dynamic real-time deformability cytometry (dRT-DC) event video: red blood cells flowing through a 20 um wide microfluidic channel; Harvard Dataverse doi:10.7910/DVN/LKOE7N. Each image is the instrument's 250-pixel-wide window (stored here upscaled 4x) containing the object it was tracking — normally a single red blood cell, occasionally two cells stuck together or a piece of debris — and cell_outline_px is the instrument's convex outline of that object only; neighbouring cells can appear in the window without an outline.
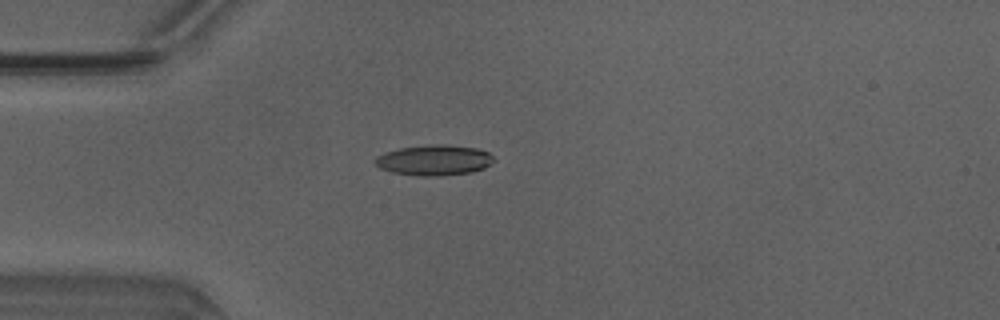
{"species": "Egyptian fruit bat (a non-hibernating species)", "species_latin": "Rousettus aegyptiacus", "temperature_condition": "warm", "stored_images_in_passage": 49, "camera_frame_rate_fps": 3000, "um_per_image_px": 0.085, "animal": {"sex": "male"}, "frame": {"image": 1, "passage_image": 13, "time_ms": 4.0, "image_size_px": [1000, 320], "cell_outline_px": [[492, 160], [484, 168], [472, 172], [432, 176], [420, 176], [392, 172], [380, 168], [372, 160], [376, 156], [384, 152], [400, 148], [432, 144], [444, 144], [476, 148], [488, 152], [492, 156]], "centroid_in_image_um": [36.84, 13.6], "position_along_channel_um": 48.2, "area_um2": 20.92}}
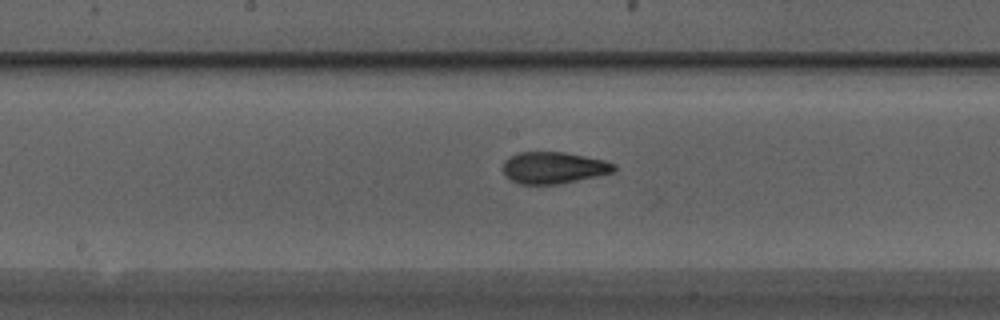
{"frame": {"image": 2, "passage_image": 25, "time_ms": 8.0, "image_size_px": [1000, 320], "cell_outline_px": [[616, 168], [612, 172], [596, 176], [560, 184], [520, 184], [504, 176], [504, 160], [516, 152], [564, 152], [604, 160], [616, 164]], "centroid_in_image_um": [47.03, 14.25], "position_along_channel_um": 201.2, "area_um2": 20.46}}
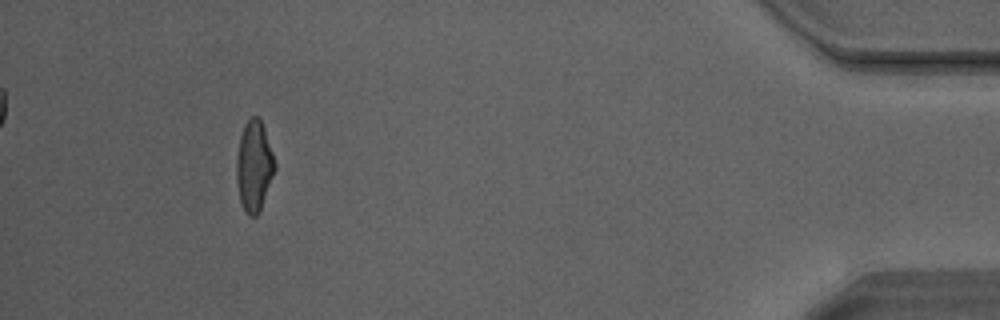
{"frame": {"image": 3, "passage_image": 45, "time_ms": 14.667, "image_size_px": [1000, 320], "cell_outline_px": [[276, 168], [260, 212], [256, 216], [248, 216], [244, 212], [240, 200], [236, 180], [236, 160], [240, 136], [244, 124], [252, 116], [256, 116], [260, 120], [264, 128], [276, 164]], "centroid_in_image_um": [21.59, 14.16], "position_along_channel_um": 413.6, "area_um2": 20.29}, "authors_computed_cell_mechanics": {"area_um2": 20.2878, "velocity_mm_per_s": 4.1939, "shape_relaxation_time_tau1_ms": 7.0871, "shape_relaxation_time_tau2_ms": 1.4998, "deformation_change_tau1": 0.2216, "deformation_change_tau2": 0.0952}}